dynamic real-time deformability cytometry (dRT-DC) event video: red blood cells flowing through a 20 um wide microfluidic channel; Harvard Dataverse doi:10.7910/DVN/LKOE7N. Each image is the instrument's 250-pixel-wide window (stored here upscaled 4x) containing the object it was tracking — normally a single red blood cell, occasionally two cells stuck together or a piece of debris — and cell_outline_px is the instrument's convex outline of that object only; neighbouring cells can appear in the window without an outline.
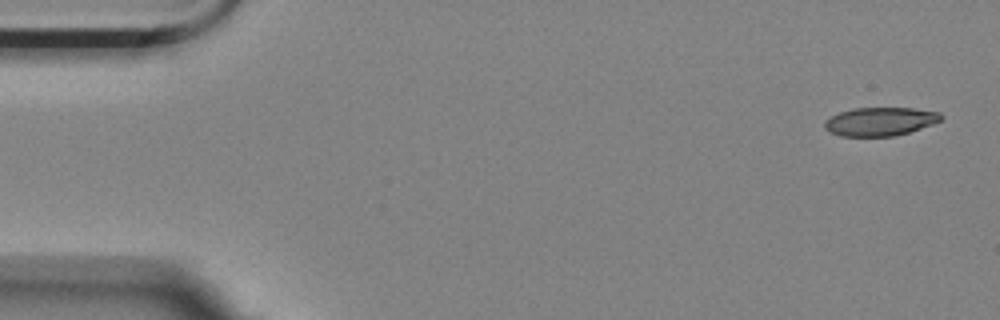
{"species": "Egyptian fruit bat (a non-hibernating species)", "species_latin": "Rousettus aegyptiacus", "temperature_condition": "room temperature", "stored_images_in_passage": 2, "camera_frame_rate_fps": 3000, "um_per_image_px": 0.085, "animal": {"sex": "female"}, "frame": {"image": 1, "passage_image": 1, "time_ms": 0.0, "image_size_px": [1000, 320], "cell_outline_px": [[944, 116], [940, 120], [932, 124], [896, 136], [840, 136], [824, 128], [824, 120], [840, 112], [852, 108], [912, 108], [940, 112]], "centroid_in_image_um": [74.8, 10.32], "position_along_channel_um": 10.2, "area_um2": 19.25}}